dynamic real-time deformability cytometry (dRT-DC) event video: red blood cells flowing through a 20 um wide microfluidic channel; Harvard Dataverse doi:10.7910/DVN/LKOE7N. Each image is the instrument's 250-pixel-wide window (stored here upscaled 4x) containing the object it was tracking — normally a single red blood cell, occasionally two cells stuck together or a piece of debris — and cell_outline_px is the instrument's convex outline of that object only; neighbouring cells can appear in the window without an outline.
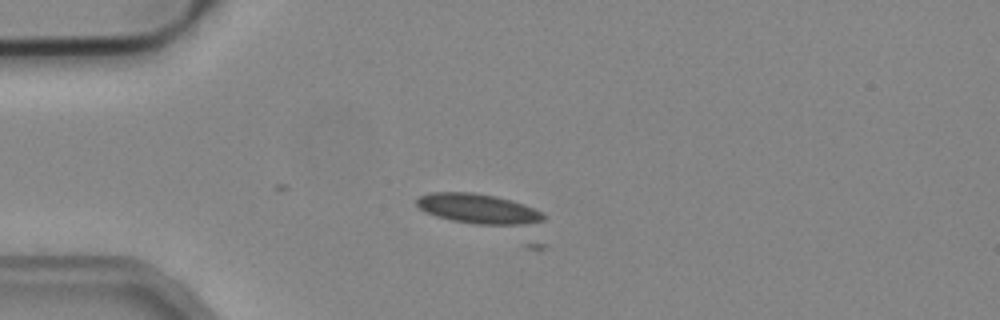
{"species": "common noctule bat (a hibernating species)", "species_latin": "Nyctalus noctula", "temperature_condition": "cold", "stored_images_in_passage": 4, "camera_frame_rate_fps": 3000, "um_per_image_px": 0.085, "animal": {"sex": "male", "body_mass_g": 19.2, "forearm_length_mm": 51.8}, "frame": {"image": 1, "passage_image": 3, "time_ms": 0.667, "image_size_px": [1000, 320], "cell_outline_px": [[544, 220], [520, 224], [472, 224], [452, 220], [436, 216], [424, 212], [416, 204], [416, 200], [420, 196], [432, 192], [472, 192], [496, 196], [512, 200], [524, 204], [540, 212], [544, 216]], "centroid_in_image_um": [40.57, 17.72], "position_along_channel_um": 44.4, "area_um2": 21.73}}